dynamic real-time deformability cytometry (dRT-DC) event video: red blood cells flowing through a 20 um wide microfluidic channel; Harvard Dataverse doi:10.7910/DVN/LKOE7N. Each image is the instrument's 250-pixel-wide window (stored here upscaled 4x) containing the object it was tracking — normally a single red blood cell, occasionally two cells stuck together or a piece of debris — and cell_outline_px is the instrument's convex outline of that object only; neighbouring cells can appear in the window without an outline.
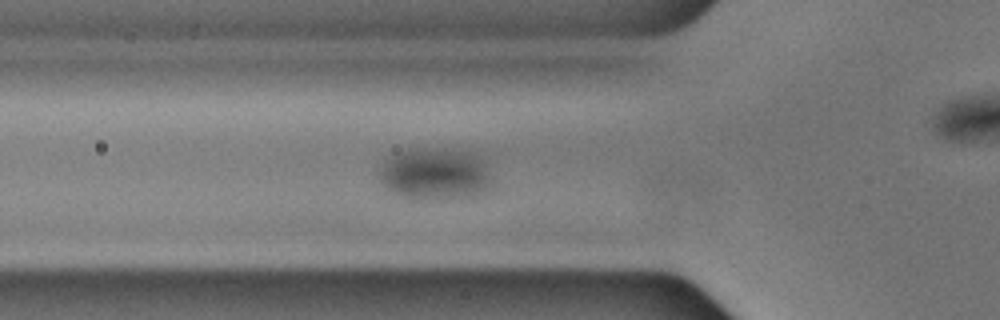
{"species": "common noctule bat (a hibernating species)", "species_latin": "Nyctalus noctula", "temperature_condition": "cold", "stored_images_in_passage": 46, "camera_frame_rate_fps": 3000, "um_per_image_px": 0.085, "animal": {"sex": "male", "body_mass_g": 17.9, "forearm_length_mm": 54.2}, "frame": {"image": 1, "passage_image": 8, "time_ms": 2.333, "image_size_px": [1000, 320], "cell_outline_px": [[492, 188], [476, 196], [452, 200], [428, 200], [400, 196], [392, 192], [376, 176], [376, 168], [388, 156], [400, 148], [428, 148], [472, 152], [480, 156], [492, 180]], "centroid_in_image_um": [36.93, 14.79], "position_along_channel_um": 88.9, "area_um2": 35.43}}
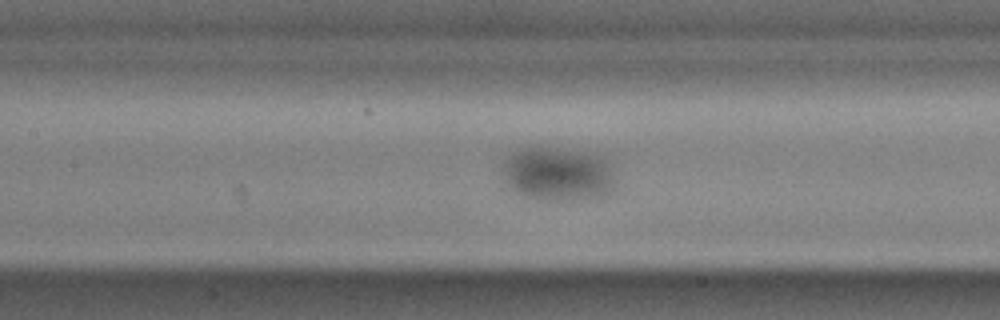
{"frame": {"image": 2, "passage_image": 14, "time_ms": 4.333, "image_size_px": [1000, 320], "cell_outline_px": [[612, 196], [576, 200], [548, 200], [520, 196], [508, 184], [500, 172], [500, 164], [512, 152], [520, 148], [548, 148], [584, 152], [600, 156], [608, 164], [612, 176]], "centroid_in_image_um": [47.35, 14.82], "position_along_channel_um": 160.0, "area_um2": 35.49}}
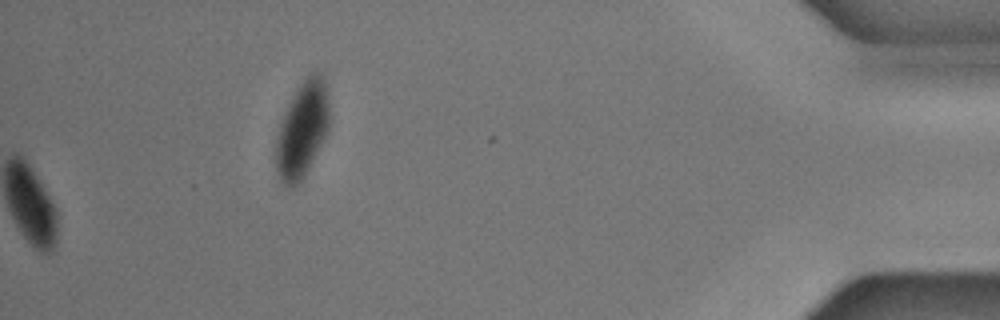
{"frame": {"image": 3, "passage_image": 46, "time_ms": 15.0, "image_size_px": [1000, 320], "cell_outline_px": [[328, 132], [304, 176], [292, 188], [288, 188], [284, 184], [276, 172], [276, 140], [280, 124], [284, 112], [296, 88], [312, 72], [316, 72], [324, 76], [328, 92]], "centroid_in_image_um": [25.69, 11.0], "position_along_channel_um": 409.5, "area_um2": 29.65}}